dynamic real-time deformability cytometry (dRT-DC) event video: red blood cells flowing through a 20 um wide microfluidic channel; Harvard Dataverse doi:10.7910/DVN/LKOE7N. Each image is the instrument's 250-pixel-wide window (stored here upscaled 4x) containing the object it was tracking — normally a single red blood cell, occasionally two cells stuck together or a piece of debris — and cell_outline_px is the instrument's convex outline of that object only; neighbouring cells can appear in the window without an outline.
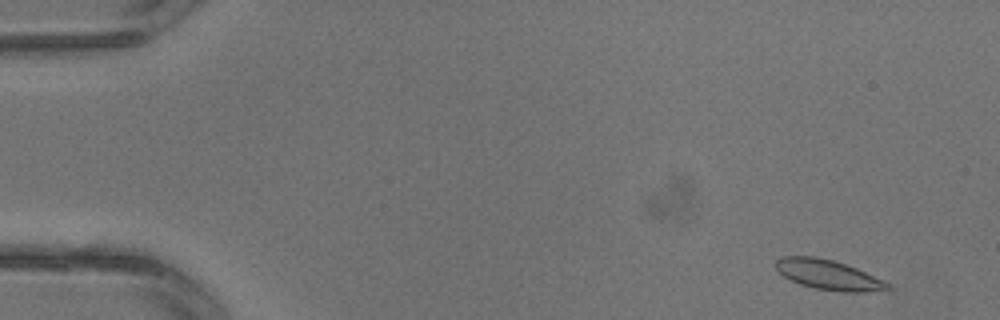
{"species": "common noctule bat (a hibernating species)", "species_latin": "Nyctalus noctula", "temperature_condition": "warm", "stored_images_in_passage": 3, "camera_frame_rate_fps": 3000, "um_per_image_px": 0.085, "animal": {"sex": "male", "body_mass_g": 13.3}, "frame": {"image": 1, "passage_image": 1, "time_ms": 0.0, "image_size_px": [1000, 320], "cell_outline_px": [[892, 288], [864, 292], [840, 292], [816, 288], [800, 284], [784, 276], [776, 268], [776, 260], [784, 256], [816, 256], [832, 260], [856, 268], [884, 280], [892, 284]], "centroid_in_image_um": [70.44, 23.36], "position_along_channel_um": 14.6, "area_um2": 19.31}}